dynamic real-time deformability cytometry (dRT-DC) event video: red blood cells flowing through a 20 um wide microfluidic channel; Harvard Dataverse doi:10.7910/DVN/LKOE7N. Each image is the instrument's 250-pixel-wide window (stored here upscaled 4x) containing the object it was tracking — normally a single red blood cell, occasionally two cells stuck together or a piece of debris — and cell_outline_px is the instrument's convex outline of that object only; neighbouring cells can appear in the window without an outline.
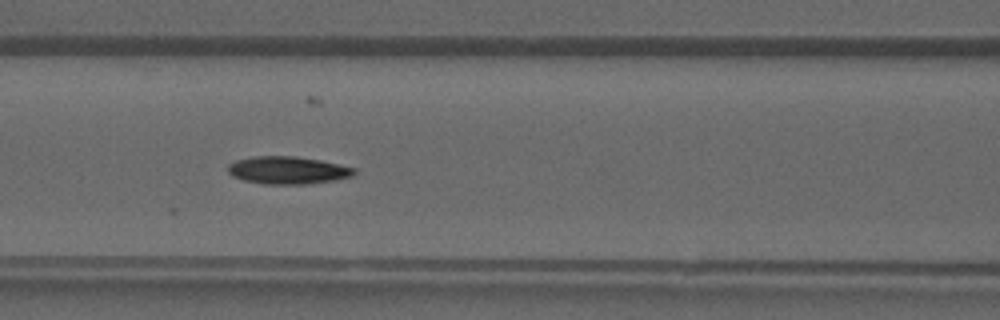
{"species": "common noctule bat (a hibernating species)", "species_latin": "Nyctalus noctula", "temperature_condition": "warm", "stored_images_in_passage": 27, "camera_frame_rate_fps": 3000, "um_per_image_px": 0.085, "animal": {"sex": "male", "forearm_length_mm": 52.5}, "frame": {"image": 1, "passage_image": 6, "time_ms": 1.667, "image_size_px": [1000, 320], "cell_outline_px": [[356, 172], [352, 176], [336, 180], [308, 184], [264, 184], [244, 180], [232, 176], [228, 172], [228, 164], [236, 160], [252, 156], [296, 156], [320, 160], [356, 168]], "centroid_in_image_um": [24.46, 14.47], "position_along_channel_um": 142.1, "area_um2": 20.4}}
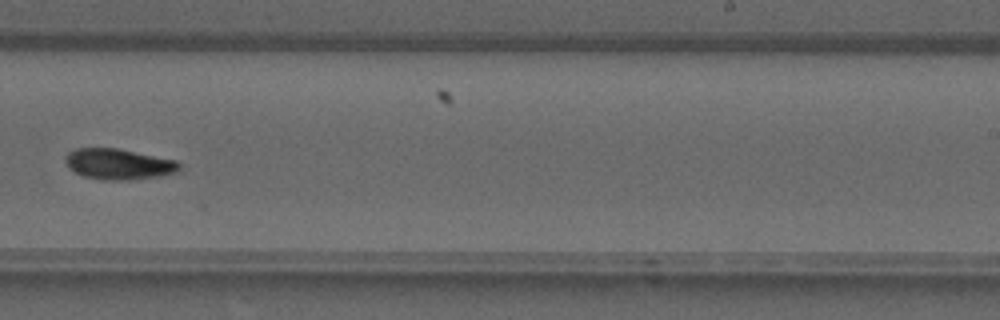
{"frame": {"image": 2, "passage_image": 14, "time_ms": 4.333, "image_size_px": [1000, 320], "cell_outline_px": [[180, 168], [176, 172], [160, 176], [128, 180], [104, 180], [84, 176], [76, 172], [64, 160], [64, 156], [68, 152], [76, 148], [116, 148], [176, 160], [180, 164]], "centroid_in_image_um": [10.08, 13.94], "position_along_channel_um": 278.9, "area_um2": 20.23}}
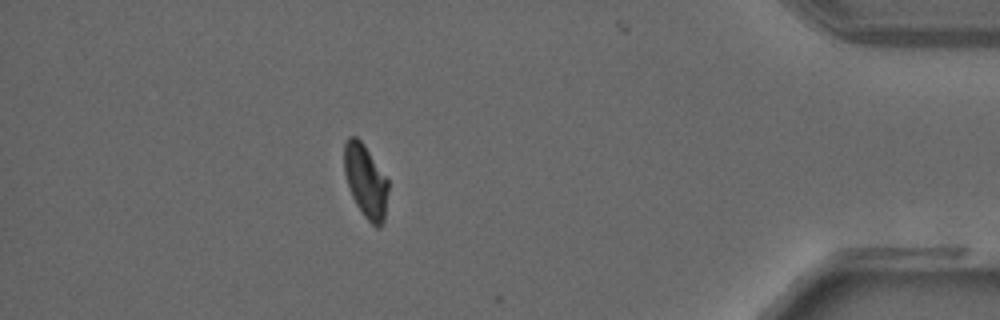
{"frame": {"image": 3, "passage_image": 24, "time_ms": 7.667, "image_size_px": [1000, 320], "cell_outline_px": [[388, 192], [384, 220], [380, 228], [376, 228], [364, 216], [356, 204], [352, 196], [344, 172], [344, 144], [348, 136], [356, 136], [364, 144], [388, 180]], "centroid_in_image_um": [31.08, 15.39], "position_along_channel_um": 404.1, "area_um2": 18.73}}